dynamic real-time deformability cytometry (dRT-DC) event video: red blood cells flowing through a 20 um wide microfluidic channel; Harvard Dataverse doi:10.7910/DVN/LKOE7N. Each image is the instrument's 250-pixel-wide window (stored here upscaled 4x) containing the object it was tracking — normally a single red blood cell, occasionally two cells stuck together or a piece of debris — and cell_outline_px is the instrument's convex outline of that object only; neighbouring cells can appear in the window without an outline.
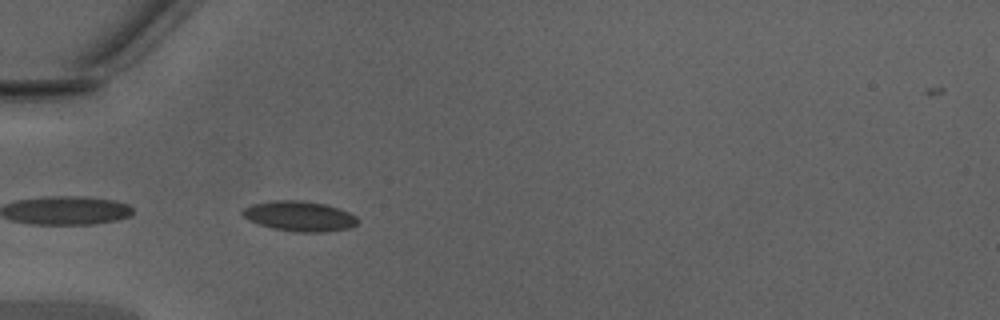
{"species": "Egyptian fruit bat (a non-hibernating species)", "species_latin": "Rousettus aegyptiacus", "temperature_condition": "warm", "stored_images_in_passage": 22, "camera_frame_rate_fps": 3000, "um_per_image_px": 0.085, "animal": {"sex": "male"}, "frame": {"image": 1, "passage_image": 1, "time_ms": 0.0, "image_size_px": [1000, 320], "cell_outline_px": [[356, 224], [348, 228], [328, 232], [296, 232], [272, 228], [248, 220], [240, 212], [244, 208], [252, 204], [272, 200], [304, 200], [324, 204], [348, 212], [356, 216]], "centroid_in_image_um": [25.42, 18.37], "position_along_channel_um": 59.6, "area_um2": 20.11}}
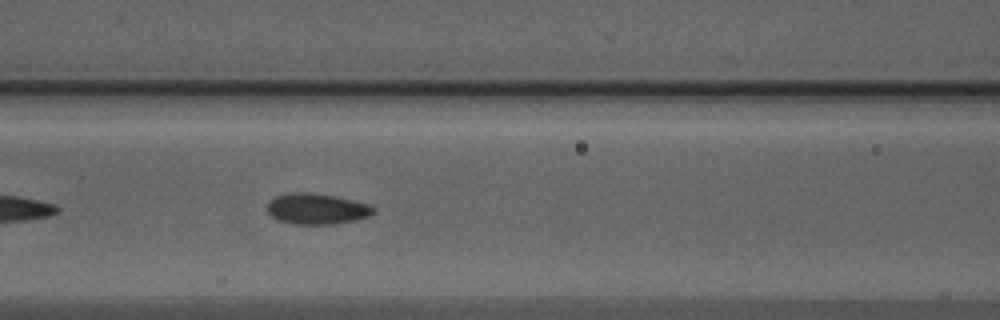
{"frame": {"image": 2, "passage_image": 7, "time_ms": 2.0, "image_size_px": [1000, 320], "cell_outline_px": [[376, 212], [368, 216], [356, 220], [332, 224], [292, 224], [276, 220], [264, 208], [268, 200], [276, 196], [288, 192], [308, 192], [332, 196], [352, 200], [376, 208]], "centroid_in_image_um": [26.84, 17.75], "position_along_channel_um": 139.8, "area_um2": 19.19}}
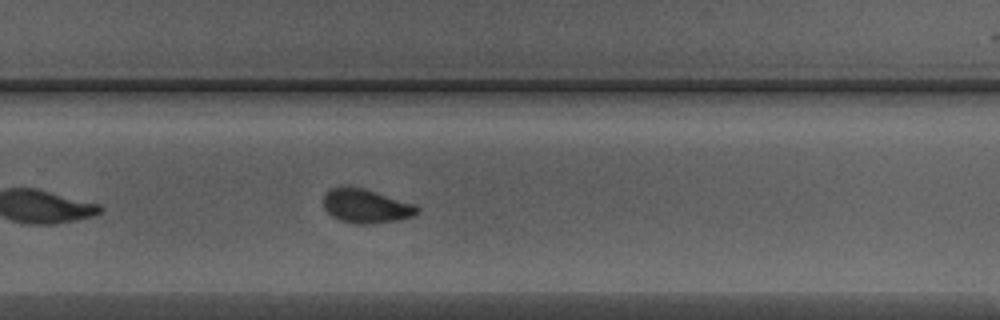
{"frame": {"image": 3, "passage_image": 18, "time_ms": 5.667, "image_size_px": [1000, 320], "cell_outline_px": [[420, 212], [412, 216], [396, 220], [372, 224], [356, 224], [340, 220], [332, 216], [324, 208], [324, 192], [328, 188], [340, 184], [344, 184], [364, 188], [416, 204], [420, 208]], "centroid_in_image_um": [31.08, 17.47], "position_along_channel_um": 298.7, "area_um2": 19.07}}